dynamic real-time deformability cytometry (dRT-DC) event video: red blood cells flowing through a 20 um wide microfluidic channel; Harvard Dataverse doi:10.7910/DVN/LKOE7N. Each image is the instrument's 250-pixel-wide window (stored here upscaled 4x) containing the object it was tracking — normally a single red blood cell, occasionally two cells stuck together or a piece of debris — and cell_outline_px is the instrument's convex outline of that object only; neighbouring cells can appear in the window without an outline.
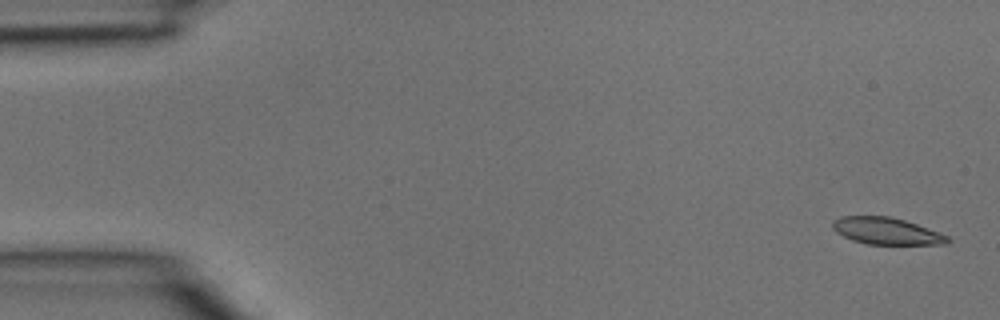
{"species": "common noctule bat (a hibernating species)", "species_latin": "Nyctalus noctula", "temperature_condition": "room temperature", "stored_images_in_passage": 3, "camera_frame_rate_fps": 3000, "um_per_image_px": 0.085, "animal": {"sex": "male", "body_mass_g": 15.6}, "frame": {"image": 1, "passage_image": 1, "time_ms": 0.0, "image_size_px": [1000, 320], "cell_outline_px": [[952, 240], [948, 244], [868, 244], [852, 240], [836, 232], [832, 228], [832, 220], [840, 216], [888, 216], [904, 220], [940, 232], [948, 236]], "centroid_in_image_um": [75.35, 19.63], "position_along_channel_um": 9.7, "area_um2": 18.03}}
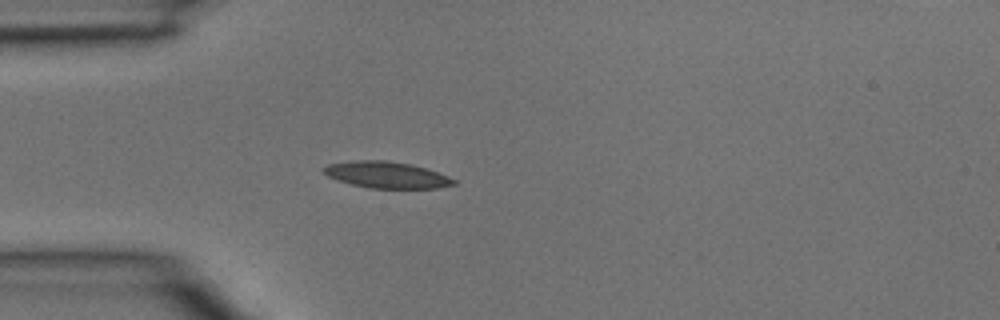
{"frame": {"image": 2, "passage_image": 3, "time_ms": 0.667, "image_size_px": [1000, 320], "cell_outline_px": [[456, 184], [436, 188], [368, 188], [352, 184], [328, 176], [320, 172], [328, 164], [352, 160], [388, 160], [412, 164], [448, 176], [456, 180]], "centroid_in_image_um": [32.84, 14.85], "position_along_channel_um": 52.2, "area_um2": 20.0}}